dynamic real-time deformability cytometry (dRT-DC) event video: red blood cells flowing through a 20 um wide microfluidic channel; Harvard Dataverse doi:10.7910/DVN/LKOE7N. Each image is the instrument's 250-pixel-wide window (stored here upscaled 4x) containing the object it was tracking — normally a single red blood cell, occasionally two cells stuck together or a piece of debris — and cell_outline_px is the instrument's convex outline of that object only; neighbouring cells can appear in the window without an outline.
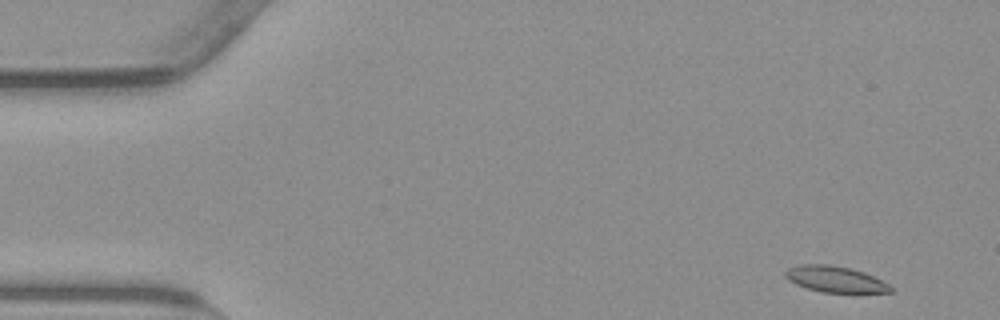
{"species": "common noctule bat (a hibernating species)", "species_latin": "Nyctalus noctula", "temperature_condition": "warm", "stored_images_in_passage": 51, "camera_frame_rate_fps": 3000, "um_per_image_px": 0.085, "animal": {"sex": "male", "body_mass_g": 23.1, "forearm_length_mm": 52.7}, "frame": {"image": 1, "passage_image": 1, "time_ms": 0.0, "image_size_px": [1000, 320], "cell_outline_px": [[892, 292], [856, 296], [820, 292], [796, 284], [788, 280], [784, 276], [784, 272], [788, 268], [800, 264], [832, 264], [852, 268], [864, 272], [888, 284], [892, 288]], "centroid_in_image_um": [71.05, 23.79], "position_along_channel_um": 13.9, "area_um2": 16.99}}
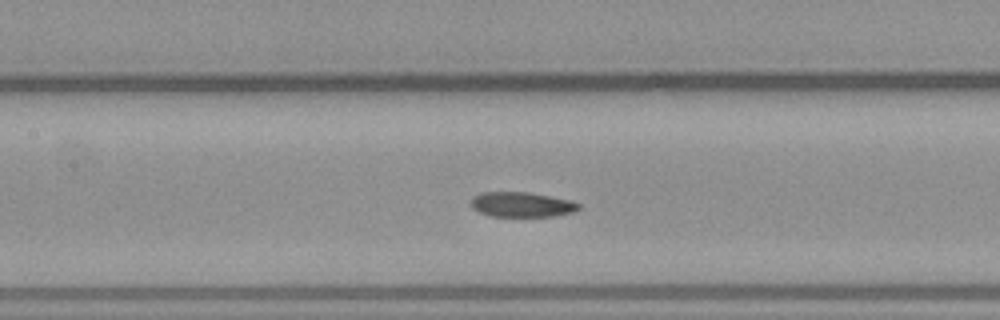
{"frame": {"image": 2, "passage_image": 22, "time_ms": 7.0, "image_size_px": [1000, 320], "cell_outline_px": [[580, 208], [576, 212], [556, 216], [492, 216], [480, 212], [472, 208], [472, 196], [484, 192], [524, 192], [568, 200], [580, 204]], "centroid_in_image_um": [44.35, 17.4], "position_along_channel_um": 163.0, "area_um2": 15.43}}
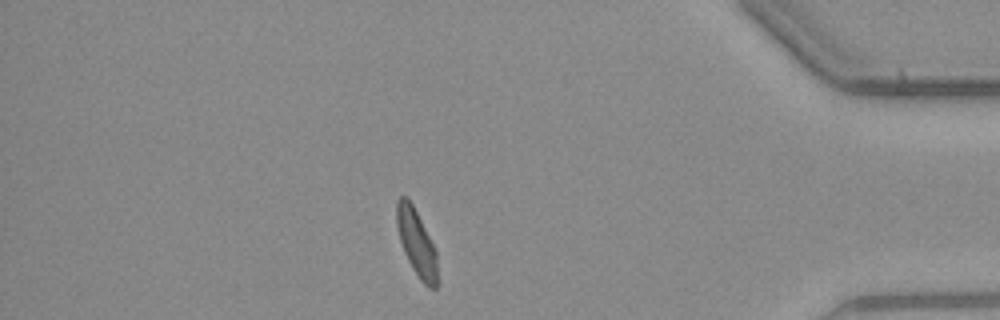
{"frame": {"image": 3, "passage_image": 44, "time_ms": 14.333, "image_size_px": [1000, 320], "cell_outline_px": [[440, 284], [436, 288], [428, 288], [420, 280], [412, 268], [404, 252], [400, 240], [396, 224], [396, 200], [400, 196], [408, 196], [436, 252]], "centroid_in_image_um": [35.42, 20.69], "position_along_channel_um": 399.8, "area_um2": 15.9}, "authors_computed_cell_mechanics": {"area_um2": 16.4152, "velocity_mm_per_s": 3.8127, "shape_relaxation_time_tau1_ms": 8.0191, "shape_relaxation_time_tau2_ms": 2.6903, "deformation_change_tau1": 0.1781, "deformation_change_tau2": 0.089}}